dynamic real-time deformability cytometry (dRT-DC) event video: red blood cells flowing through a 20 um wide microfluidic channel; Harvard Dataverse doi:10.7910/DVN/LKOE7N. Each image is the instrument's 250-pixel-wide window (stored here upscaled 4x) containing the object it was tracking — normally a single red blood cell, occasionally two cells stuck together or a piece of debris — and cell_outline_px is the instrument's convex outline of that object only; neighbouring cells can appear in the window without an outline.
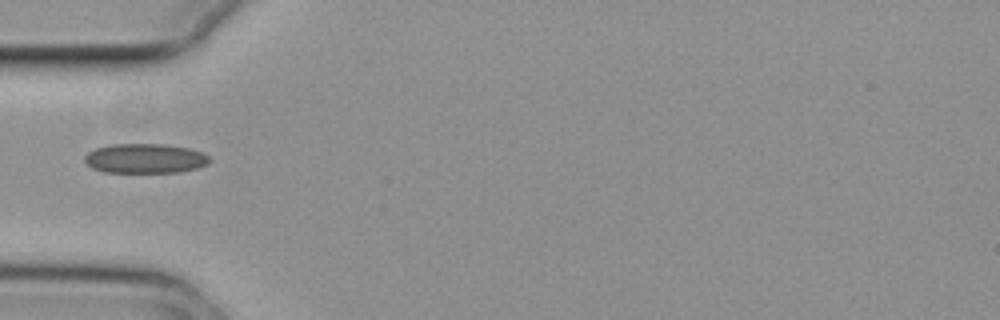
{"species": "common noctule bat (a hibernating species)", "species_latin": "Nyctalus noctula", "temperature_condition": "cold", "stored_images_in_passage": 32, "camera_frame_rate_fps": 3000, "um_per_image_px": 0.085, "animal": {"sex": "female", "body_mass_g": 29.2, "forearm_length_mm": 56.3}, "frame": {"image": 1, "passage_image": 1, "time_ms": 0.0, "image_size_px": [1000, 320], "cell_outline_px": [[212, 160], [208, 164], [196, 168], [180, 172], [104, 172], [92, 168], [84, 160], [84, 156], [88, 152], [96, 148], [112, 144], [164, 144], [188, 148], [200, 152], [208, 156]], "centroid_in_image_um": [12.33, 13.47], "position_along_channel_um": 72.7, "area_um2": 21.5}}
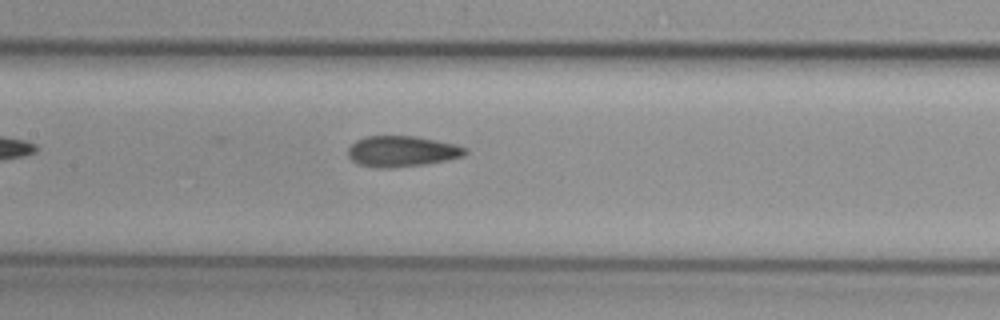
{"frame": {"image": 2, "passage_image": 9, "time_ms": 2.667, "image_size_px": [1000, 320], "cell_outline_px": [[468, 152], [464, 156], [424, 164], [392, 168], [376, 168], [356, 164], [348, 156], [348, 148], [356, 140], [364, 136], [416, 136], [456, 144], [468, 148]], "centroid_in_image_um": [34.15, 12.86], "position_along_channel_um": 173.3, "area_um2": 21.21}}
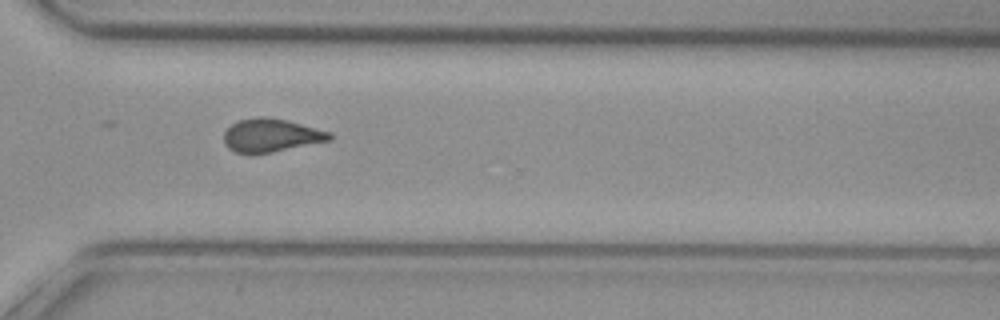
{"frame": {"image": 3, "passage_image": 23, "time_ms": 7.333, "image_size_px": [1000, 320], "cell_outline_px": [[332, 140], [252, 156], [236, 152], [228, 148], [224, 144], [224, 132], [232, 124], [240, 120], [256, 116], [264, 116], [288, 120], [332, 132]], "centroid_in_image_um": [23.04, 11.52], "position_along_channel_um": 347.6, "area_um2": 20.92}}